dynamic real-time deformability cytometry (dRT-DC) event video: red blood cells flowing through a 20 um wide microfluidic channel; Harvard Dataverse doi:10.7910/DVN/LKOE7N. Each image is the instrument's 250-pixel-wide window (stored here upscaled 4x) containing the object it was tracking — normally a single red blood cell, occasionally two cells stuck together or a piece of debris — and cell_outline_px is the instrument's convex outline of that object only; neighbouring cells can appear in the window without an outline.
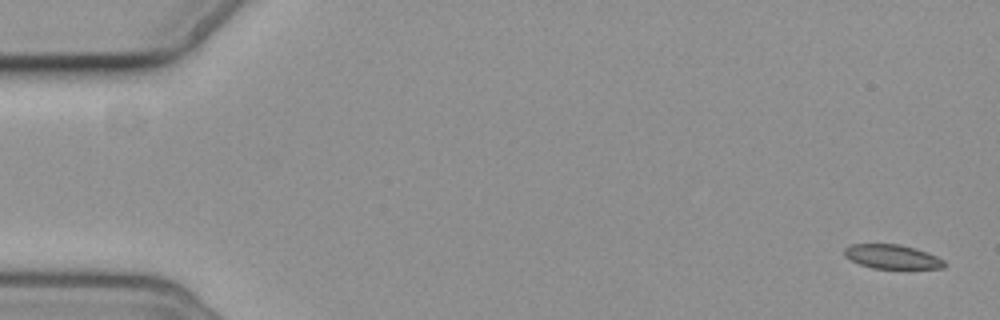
{"species": "common noctule bat (a hibernating species)", "species_latin": "Nyctalus noctula", "temperature_condition": "cold", "stored_images_in_passage": 5, "camera_frame_rate_fps": 3000, "um_per_image_px": 0.085, "animal": {"sex": "female", "body_mass_g": 19.3, "forearm_length_mm": 54.1}, "frame": {"image": 1, "passage_image": 1, "time_ms": 0.0, "image_size_px": [1000, 320], "cell_outline_px": [[948, 264], [944, 268], [872, 268], [860, 264], [844, 256], [844, 248], [852, 244], [900, 244], [916, 248], [936, 256], [944, 260]], "centroid_in_image_um": [75.85, 21.81], "position_along_channel_um": 9.2, "area_um2": 14.05}}
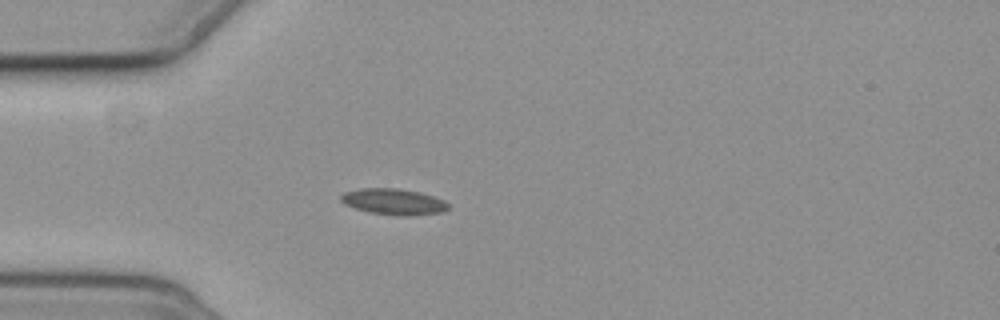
{"frame": {"image": 2, "passage_image": 4, "time_ms": 5.0, "image_size_px": [1000, 320], "cell_outline_px": [[448, 208], [444, 212], [412, 216], [400, 216], [368, 212], [344, 204], [340, 200], [340, 196], [344, 192], [360, 188], [396, 188], [420, 192], [444, 200], [448, 204]], "centroid_in_image_um": [33.45, 17.15], "position_along_channel_um": 51.5, "area_um2": 16.42}}